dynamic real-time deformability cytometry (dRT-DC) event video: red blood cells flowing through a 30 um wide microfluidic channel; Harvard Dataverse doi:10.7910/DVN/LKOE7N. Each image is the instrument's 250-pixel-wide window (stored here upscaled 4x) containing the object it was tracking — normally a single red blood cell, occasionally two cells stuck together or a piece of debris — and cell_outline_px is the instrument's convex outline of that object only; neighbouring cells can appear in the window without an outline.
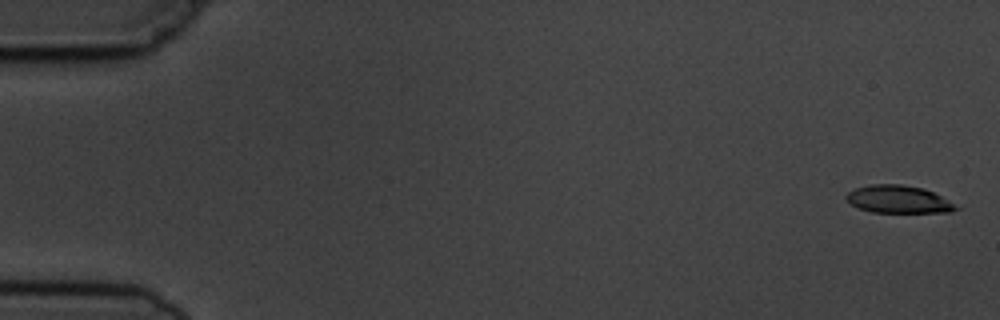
{"species": "common noctule bat (a hibernating species)", "species_latin": "Nyctalus noctula", "temperature_condition": "cold", "stored_images_in_passage": 5, "camera_frame_rate_fps": 3000, "um_per_image_px": 0.085, "animal": {"sex": "male", "body_mass_g": 19.5, "forearm_length_mm": 54.6}, "frame": {"image": 1, "passage_image": 1, "time_ms": 0.0, "image_size_px": [1000, 320], "cell_outline_px": [[960, 208], [952, 212], [872, 212], [860, 208], [852, 204], [844, 196], [848, 192], [856, 188], [872, 184], [900, 184], [924, 188], [940, 196]], "centroid_in_image_um": [76.36, 16.94], "position_along_channel_um": 8.6, "area_um2": 17.4}}
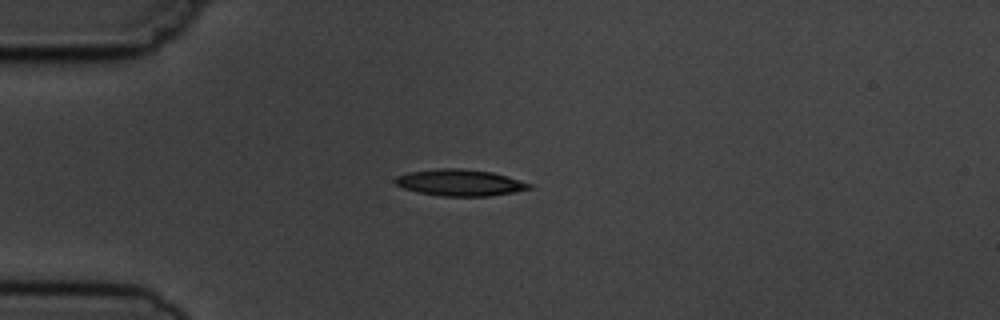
{"frame": {"image": 2, "passage_image": 5, "time_ms": 4.333, "image_size_px": [1000, 320], "cell_outline_px": [[532, 188], [512, 192], [488, 196], [440, 196], [416, 192], [404, 188], [396, 184], [392, 180], [396, 176], [408, 172], [440, 168], [460, 168], [492, 172], [508, 176], [532, 184]], "centroid_in_image_um": [39.06, 15.52], "position_along_channel_um": 45.9, "area_um2": 20.75}}